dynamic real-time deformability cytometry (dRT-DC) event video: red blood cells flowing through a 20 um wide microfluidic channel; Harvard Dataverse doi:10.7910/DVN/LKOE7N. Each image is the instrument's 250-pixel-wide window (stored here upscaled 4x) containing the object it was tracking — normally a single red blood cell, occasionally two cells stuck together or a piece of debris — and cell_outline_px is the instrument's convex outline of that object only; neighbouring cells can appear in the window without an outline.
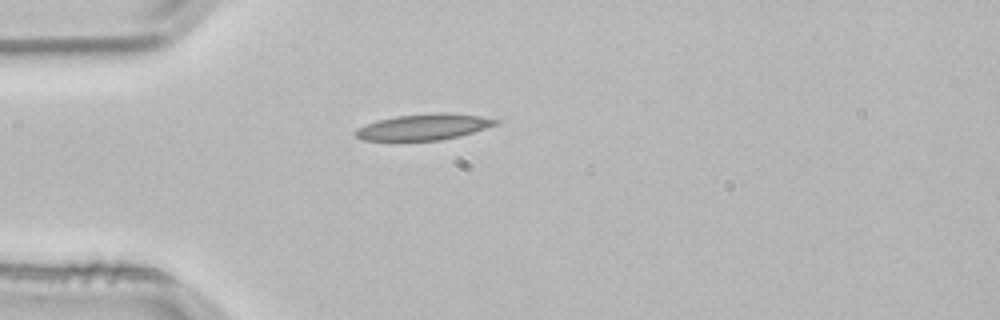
{"species": "common noctule bat (a hibernating species)", "species_latin": "Nyctalus noctula", "temperature_condition": "room temperature", "stored_images_in_passage": 40, "camera_frame_rate_fps": 3000, "um_per_image_px": 0.085, "animal": {"sex": "male", "body_mass_g": 21.5, "forearm_length_mm": 52.0}, "frame": {"image": 1, "passage_image": 1, "time_ms": 0.0, "image_size_px": [1000, 320], "cell_outline_px": [[500, 120], [496, 124], [460, 136], [440, 140], [360, 140], [352, 132], [356, 128], [376, 120], [396, 116], [436, 112], [444, 112], [480, 116]], "centroid_in_image_um": [35.96, 10.78], "position_along_channel_um": 49.0, "area_um2": 21.21}}
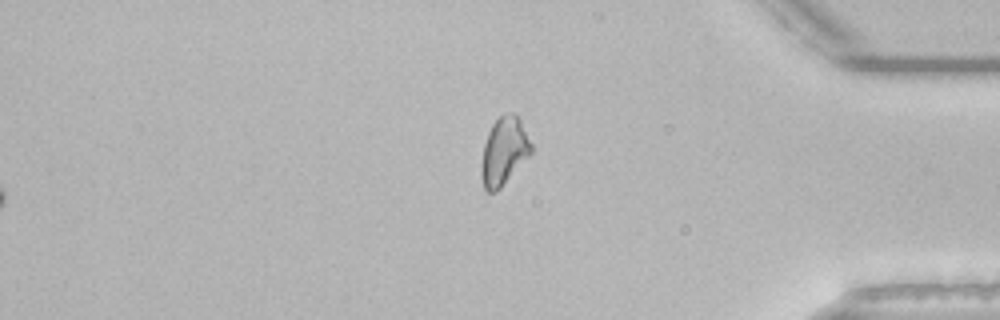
{"frame": {"image": 2, "passage_image": 31, "time_ms": 10.0, "image_size_px": [1000, 320], "cell_outline_px": [[532, 152], [500, 188], [496, 192], [488, 192], [484, 188], [480, 176], [480, 172], [484, 144], [488, 132], [492, 124], [500, 116], [512, 112], [516, 112], [532, 144]], "centroid_in_image_um": [42.82, 12.85], "position_along_channel_um": 392.4, "area_um2": 19.54}}
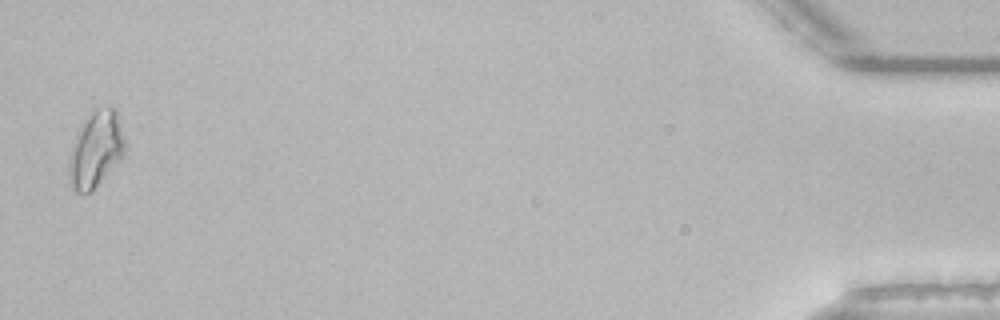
{"frame": {"image": 3, "passage_image": 39, "time_ms": 12.667, "image_size_px": [1000, 320], "cell_outline_px": [[124, 156], [92, 192], [72, 192], [68, 168], [68, 160], [76, 136], [84, 120], [96, 108], [108, 104], [112, 104], [116, 108], [124, 136]], "centroid_in_image_um": [8.16, 12.68], "position_along_channel_um": 427.0, "area_um2": 25.03}}